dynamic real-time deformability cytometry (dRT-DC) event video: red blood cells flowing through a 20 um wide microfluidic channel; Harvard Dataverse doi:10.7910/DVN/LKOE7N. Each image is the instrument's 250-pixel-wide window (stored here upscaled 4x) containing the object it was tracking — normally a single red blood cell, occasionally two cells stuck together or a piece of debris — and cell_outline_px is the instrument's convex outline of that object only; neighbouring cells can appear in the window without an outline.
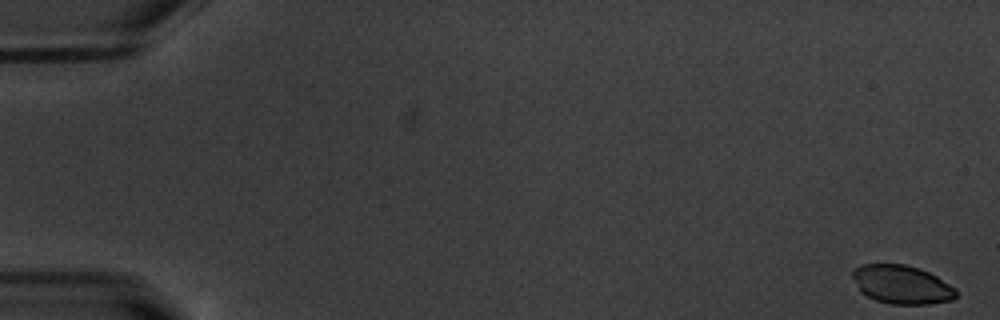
{"species": "common noctule bat (a hibernating species)", "species_latin": "Nyctalus noctula", "temperature_condition": "warm", "stored_images_in_passage": 55, "camera_frame_rate_fps": 3000, "um_per_image_px": 0.085, "animal": {"sex": "male", "body_mass_g": 20.1, "forearm_length_mm": 53.5}, "frame": {"image": 1, "passage_image": 1, "time_ms": 0.0, "image_size_px": [1000, 320], "cell_outline_px": [[956, 296], [952, 300], [928, 304], [888, 304], [876, 300], [860, 292], [852, 276], [852, 268], [860, 264], [904, 264], [928, 272], [936, 276], [956, 288]], "centroid_in_image_um": [76.62, 24.19], "position_along_channel_um": 8.4, "area_um2": 23.29}}
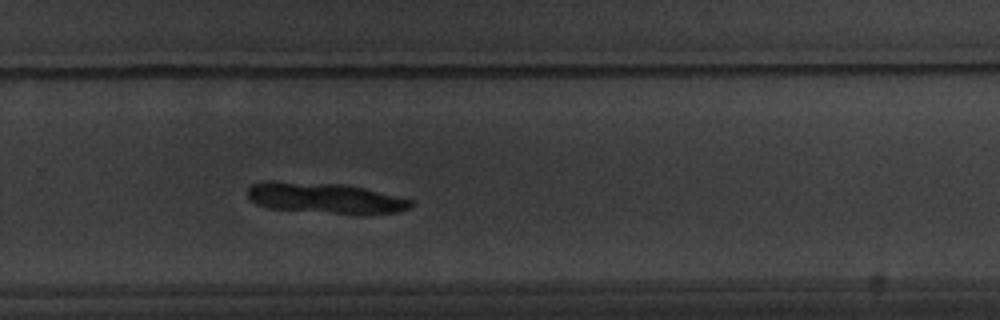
{"frame": {"image": 2, "passage_image": 37, "time_ms": 12.0, "image_size_px": [1000, 320], "cell_outline_px": [[416, 204], [412, 208], [400, 212], [364, 216], [360, 216], [268, 208], [256, 204], [248, 200], [248, 188], [252, 184], [264, 180], [272, 180], [344, 184], [364, 188], [412, 200]], "centroid_in_image_um": [27.66, 16.86], "position_along_channel_um": 302.1, "area_um2": 30.29}}
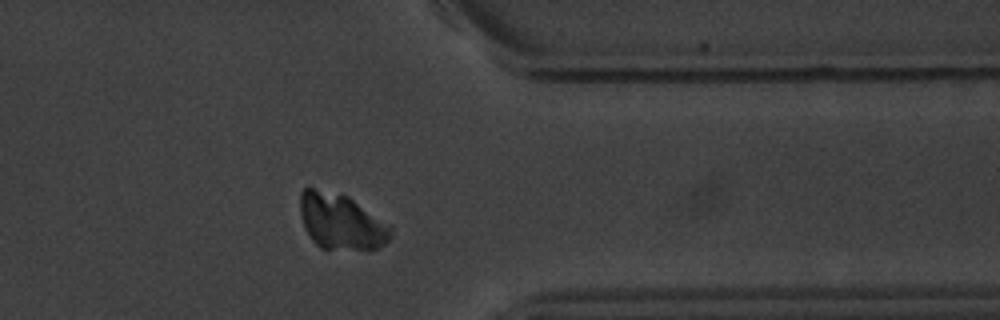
{"frame": {"image": 3, "passage_image": 44, "time_ms": 14.333, "image_size_px": [1000, 320], "cell_outline_px": [[392, 236], [380, 248], [320, 248], [312, 240], [304, 228], [300, 216], [300, 192], [304, 188], [312, 188], [348, 196], [392, 228]], "centroid_in_image_um": [28.95, 18.83], "position_along_channel_um": 382.5, "area_um2": 28.84}}